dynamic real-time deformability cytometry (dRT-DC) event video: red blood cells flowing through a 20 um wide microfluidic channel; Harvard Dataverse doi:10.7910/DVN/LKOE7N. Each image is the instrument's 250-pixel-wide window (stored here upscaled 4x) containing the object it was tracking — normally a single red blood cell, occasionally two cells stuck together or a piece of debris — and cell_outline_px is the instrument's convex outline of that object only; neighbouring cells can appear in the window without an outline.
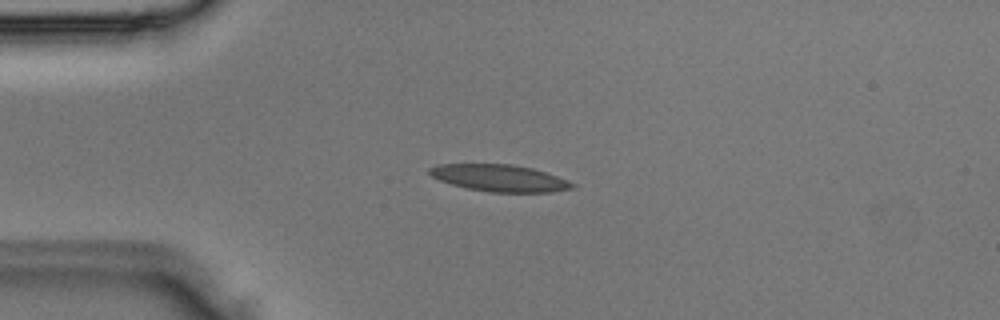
{"species": "Egyptian fruit bat (a non-hibernating species)", "species_latin": "Rousettus aegyptiacus", "temperature_condition": "room temperature", "stored_images_in_passage": 4, "camera_frame_rate_fps": 3000, "um_per_image_px": 0.085, "animal": {"sex": "male"}, "frame": {"image": 1, "passage_image": 3, "time_ms": 0.667, "image_size_px": [1000, 320], "cell_outline_px": [[576, 188], [552, 192], [492, 192], [468, 188], [452, 184], [440, 180], [432, 176], [428, 172], [428, 168], [436, 164], [512, 164], [532, 168], [568, 180], [576, 184]], "centroid_in_image_um": [42.48, 15.13], "position_along_channel_um": 42.5, "area_um2": 22.31}}